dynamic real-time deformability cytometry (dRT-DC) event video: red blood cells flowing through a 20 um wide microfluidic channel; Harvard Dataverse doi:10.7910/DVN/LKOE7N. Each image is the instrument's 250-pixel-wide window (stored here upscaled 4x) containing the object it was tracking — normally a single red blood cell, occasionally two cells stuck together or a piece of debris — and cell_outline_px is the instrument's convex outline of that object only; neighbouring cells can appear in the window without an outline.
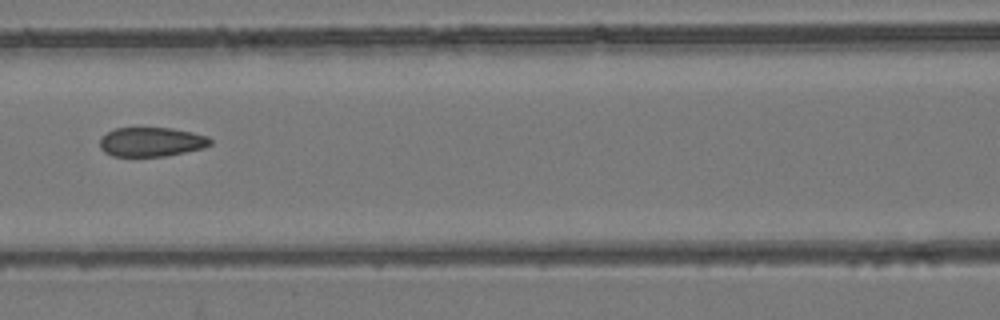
{"species": "common noctule bat (a hibernating species)", "species_latin": "Nyctalus noctula", "temperature_condition": "room temperature", "stored_images_in_passage": 8, "camera_frame_rate_fps": 3000, "um_per_image_px": 0.085, "animal": {"sex": "female", "body_mass_g": 24.6, "forearm_length_mm": 56.2}, "frame": {"image": 1, "passage_image": 7, "time_ms": 7.667, "image_size_px": [1000, 320], "cell_outline_px": [[212, 144], [204, 148], [164, 156], [112, 156], [104, 152], [100, 148], [100, 140], [108, 132], [116, 128], [172, 128], [192, 132], [208, 136], [212, 140]], "centroid_in_image_um": [12.89, 12.06], "position_along_channel_um": 153.7, "area_um2": 18.79}}
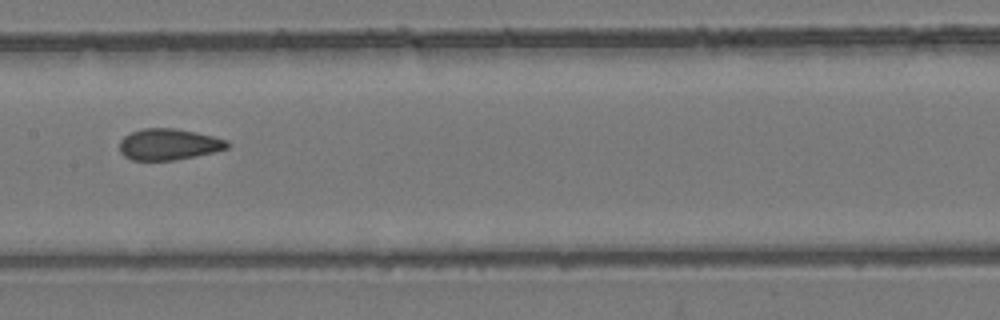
{"frame": {"image": 2, "passage_image": 8, "time_ms": 8.667, "image_size_px": [1000, 320], "cell_outline_px": [[228, 148], [216, 152], [196, 156], [172, 160], [132, 160], [124, 156], [120, 152], [120, 140], [124, 136], [132, 132], [144, 128], [172, 128], [196, 132], [228, 140]], "centroid_in_image_um": [14.34, 12.27], "position_along_channel_um": 193.1, "area_um2": 19.59}}